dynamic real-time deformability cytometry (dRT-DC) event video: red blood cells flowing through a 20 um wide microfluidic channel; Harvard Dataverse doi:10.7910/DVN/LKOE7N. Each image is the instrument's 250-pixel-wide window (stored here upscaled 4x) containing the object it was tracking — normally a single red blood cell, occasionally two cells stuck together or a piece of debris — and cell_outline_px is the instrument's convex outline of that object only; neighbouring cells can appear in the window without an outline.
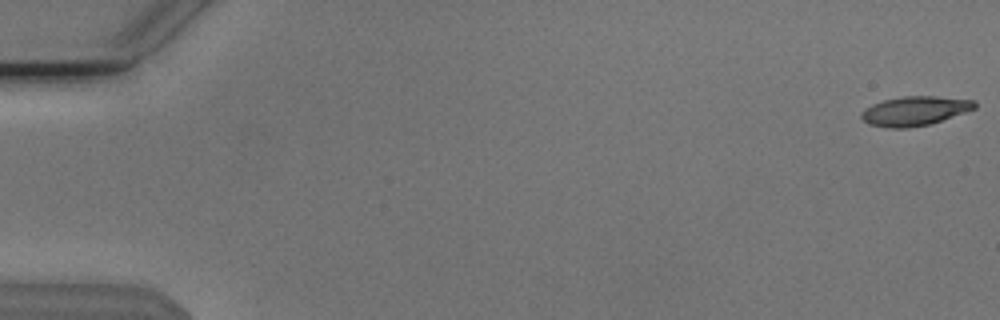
{"species": "Egyptian fruit bat (a non-hibernating species)", "species_latin": "Rousettus aegyptiacus", "temperature_condition": "cold", "stored_images_in_passage": 9, "camera_frame_rate_fps": 3000, "um_per_image_px": 0.085, "animal": {"sex": "male"}, "frame": {"image": 1, "passage_image": 1, "time_ms": 0.0, "image_size_px": [1000, 320], "cell_outline_px": [[976, 108], [928, 124], [908, 128], [892, 128], [868, 124], [860, 116], [860, 112], [864, 108], [872, 104], [884, 100], [900, 96], [936, 96], [976, 100]], "centroid_in_image_um": [77.72, 9.41], "position_along_channel_um": 7.3, "area_um2": 19.25}}